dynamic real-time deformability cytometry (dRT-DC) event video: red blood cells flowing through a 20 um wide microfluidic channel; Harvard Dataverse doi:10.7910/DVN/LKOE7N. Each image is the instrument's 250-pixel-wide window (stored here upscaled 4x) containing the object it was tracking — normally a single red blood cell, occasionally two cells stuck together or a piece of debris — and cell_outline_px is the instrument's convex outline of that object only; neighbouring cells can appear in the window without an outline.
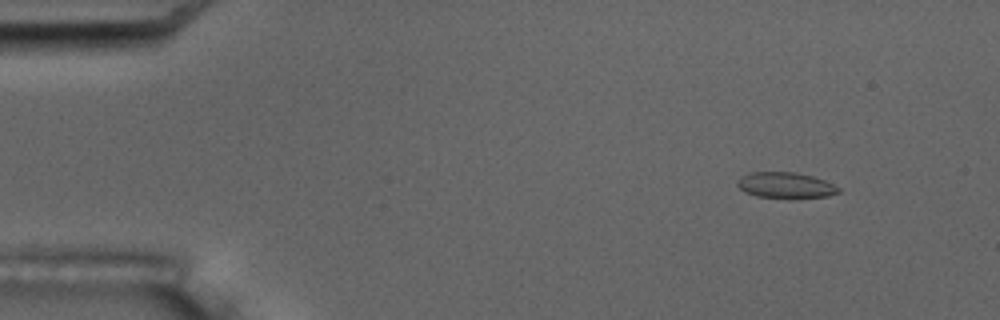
{"species": "common noctule bat (a hibernating species)", "species_latin": "Nyctalus noctula", "temperature_condition": "room temperature", "stored_images_in_passage": 3, "camera_frame_rate_fps": 3000, "um_per_image_px": 0.085, "animal": {"sex": "male", "body_mass_g": 17.5, "forearm_length_mm": 52.3}, "frame": {"image": 1, "passage_image": 1, "time_ms": 0.0, "image_size_px": [1000, 320], "cell_outline_px": [[840, 192], [828, 196], [792, 200], [756, 196], [744, 192], [736, 184], [736, 180], [740, 176], [752, 172], [796, 172], [812, 176], [824, 180], [840, 188]], "centroid_in_image_um": [66.76, 15.78], "position_along_channel_um": 18.2, "area_um2": 15.78}}
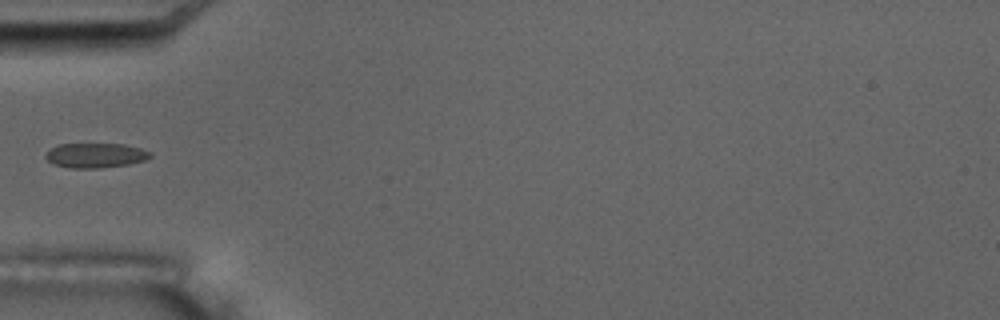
{"frame": {"image": 2, "passage_image": 3, "time_ms": 4.333, "image_size_px": [1000, 320], "cell_outline_px": [[152, 156], [144, 160], [128, 164], [100, 168], [72, 168], [56, 164], [48, 160], [44, 156], [56, 144], [124, 144], [140, 148], [152, 152]], "centroid_in_image_um": [8.14, 13.2], "position_along_channel_um": 76.9, "area_um2": 14.91}}